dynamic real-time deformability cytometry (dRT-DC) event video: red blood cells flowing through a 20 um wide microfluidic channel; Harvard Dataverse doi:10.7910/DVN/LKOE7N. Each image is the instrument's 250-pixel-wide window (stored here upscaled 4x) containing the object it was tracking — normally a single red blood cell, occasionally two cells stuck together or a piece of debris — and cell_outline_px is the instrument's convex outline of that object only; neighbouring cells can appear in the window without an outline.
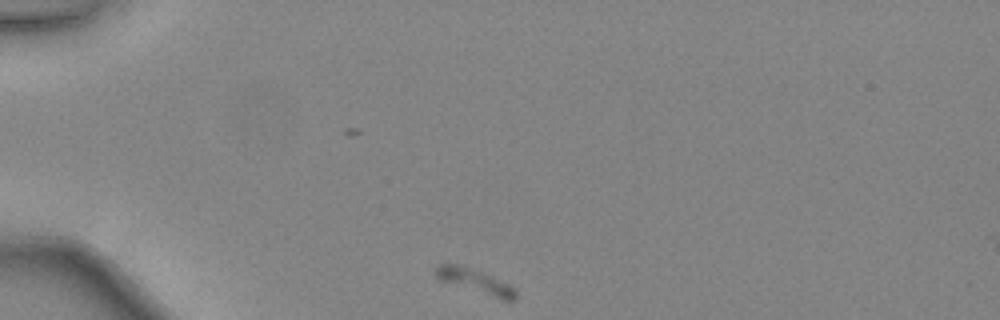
{"species": "common noctule bat (a hibernating species)", "species_latin": "Nyctalus noctula", "temperature_condition": "warm", "stored_images_in_passage": 31, "camera_frame_rate_fps": 3000, "um_per_image_px": 0.085, "animal": {"sex": "female", "body_mass_g": 24.6, "forearm_length_mm": 56.2}, "frame": {"image": 1, "passage_image": 1, "time_ms": 0.0, "image_size_px": [1000, 320], "cell_outline_px": [[516, 300], [504, 300], [440, 280], [436, 276], [436, 268], [440, 264], [456, 264], [484, 272], [516, 288]], "centroid_in_image_um": [40.43, 23.9], "position_along_channel_um": 44.6, "area_um2": 10.98}}
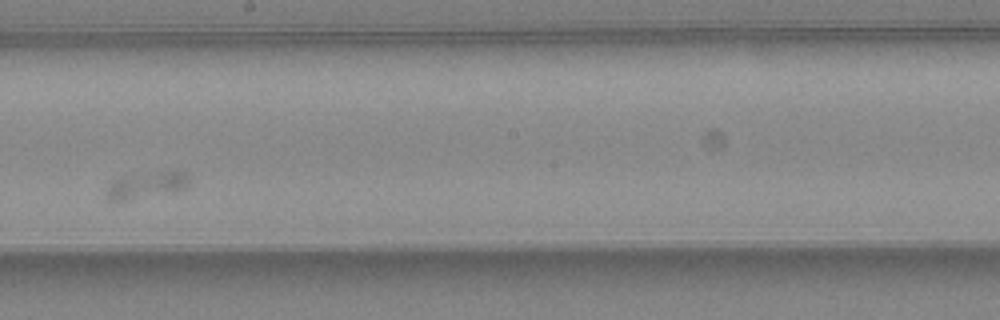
{"frame": {"image": 2, "passage_image": 18, "time_ms": 5.667, "image_size_px": [1000, 320], "cell_outline_px": [[188, 188], [172, 192], [120, 204], [108, 200], [104, 192], [112, 180], [176, 168], [184, 172], [188, 176]], "centroid_in_image_um": [12.44, 15.79], "position_along_channel_um": 235.8, "area_um2": 13.47}}
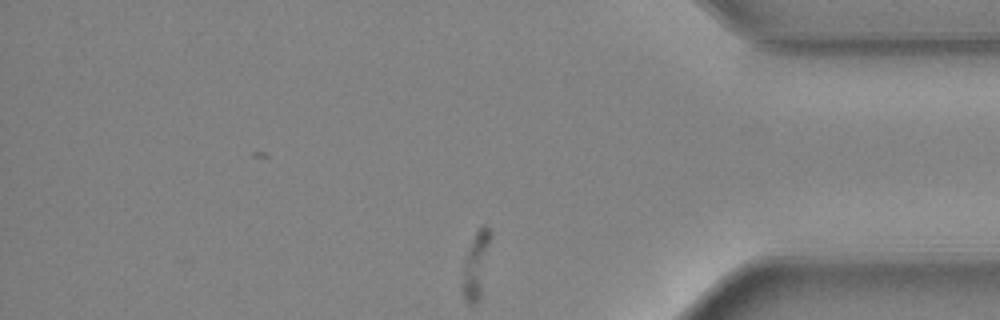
{"frame": {"image": 3, "passage_image": 31, "time_ms": 10.0, "image_size_px": [1000, 320], "cell_outline_px": [[492, 236], [480, 300], [476, 304], [468, 304], [464, 300], [464, 256], [476, 232], [480, 228], [488, 228], [492, 232]], "centroid_in_image_um": [40.49, 22.55], "position_along_channel_um": 394.7, "area_um2": 10.64}}